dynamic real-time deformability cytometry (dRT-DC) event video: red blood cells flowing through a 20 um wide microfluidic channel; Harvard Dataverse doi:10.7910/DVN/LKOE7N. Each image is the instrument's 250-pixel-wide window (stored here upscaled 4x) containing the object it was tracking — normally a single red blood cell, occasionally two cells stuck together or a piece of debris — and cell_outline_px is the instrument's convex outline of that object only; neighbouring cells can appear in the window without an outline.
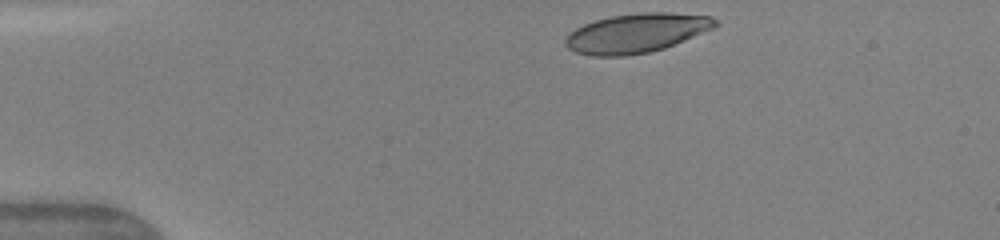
{"species": "human", "species_latin": "Homo sapiens", "temperature_condition": "warm", "stored_images_in_passage": 40, "camera_frame_rate_fps": 3000, "um_per_image_px": 0.085, "donor": {"sex": "female"}, "frame": {"image": 1, "passage_image": 1, "time_ms": 0.0, "image_size_px": [1000, 240], "cell_outline_px": [[720, 24], [712, 28], [684, 40], [664, 48], [648, 52], [624, 56], [588, 56], [576, 52], [568, 48], [564, 44], [564, 40], [576, 28], [584, 24], [596, 20], [612, 16], [644, 12], [668, 12], [708, 16], [716, 20]], "centroid_in_image_um": [54.07, 2.82], "position_along_channel_um": 30.9, "area_um2": 33.87}}
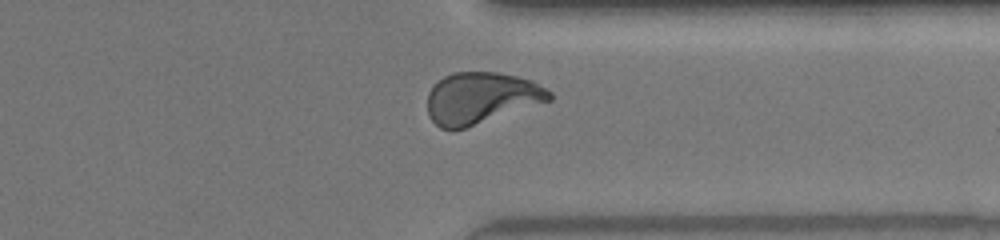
{"frame": {"image": 2, "passage_image": 30, "time_ms": 9.667, "image_size_px": [1000, 240], "cell_outline_px": [[552, 100], [464, 128], [440, 128], [428, 116], [428, 92], [444, 76], [452, 72], [500, 72], [532, 80], [552, 92]], "centroid_in_image_um": [40.91, 8.31], "position_along_channel_um": 370.5, "area_um2": 36.3}}
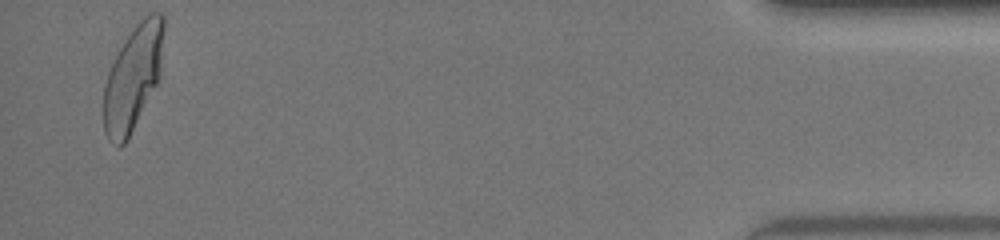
{"frame": {"image": 3, "passage_image": 39, "time_ms": 12.667, "image_size_px": [1000, 240], "cell_outline_px": [[164, 28], [160, 76], [128, 140], [120, 148], [112, 144], [108, 140], [104, 132], [104, 84], [108, 72], [120, 48], [128, 36], [140, 20], [144, 16], [152, 12], [160, 12], [164, 16]], "centroid_in_image_um": [11.3, 6.64], "position_along_channel_um": 423.9, "area_um2": 36.53}, "authors_computed_cell_mechanics": {"area_um2": 36.0961, "velocity_mm_per_s": 4.1821, "shape_relaxation_time_tau1_ms": 3.6025, "shape_relaxation_time_tau2_ms": 0.6688, "deformation_change_tau1": 0.1972, "deformation_change_tau2": 0.0781}}